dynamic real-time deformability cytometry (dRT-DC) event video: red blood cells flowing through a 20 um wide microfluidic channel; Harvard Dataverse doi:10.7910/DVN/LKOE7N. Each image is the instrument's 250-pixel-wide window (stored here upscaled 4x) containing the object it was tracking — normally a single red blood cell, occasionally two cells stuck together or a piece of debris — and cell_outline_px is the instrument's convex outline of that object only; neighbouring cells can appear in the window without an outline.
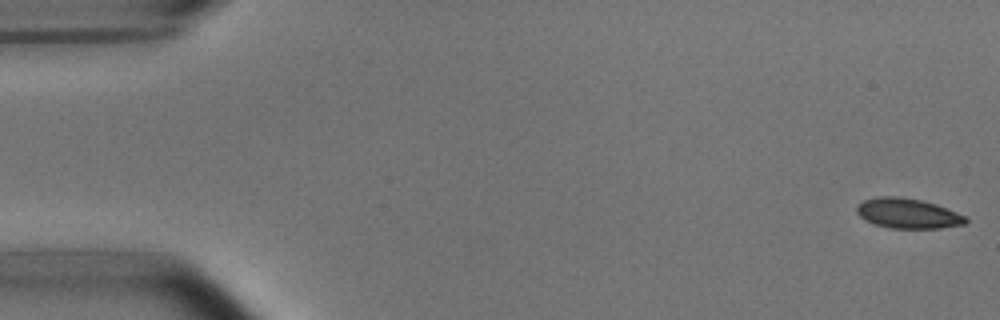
{"species": "common noctule bat (a hibernating species)", "species_latin": "Nyctalus noctula", "temperature_condition": "room temperature", "stored_images_in_passage": 4, "camera_frame_rate_fps": 3000, "um_per_image_px": 0.085, "animal": {"sex": "male", "body_mass_g": 15.6}, "frame": {"image": 1, "passage_image": 1, "time_ms": 0.0, "image_size_px": [1000, 320], "cell_outline_px": [[968, 220], [964, 224], [940, 228], [892, 228], [876, 224], [860, 216], [856, 212], [856, 208], [864, 200], [880, 196], [896, 196], [920, 200], [936, 204], [956, 212], [964, 216]], "centroid_in_image_um": [77.17, 18.13], "position_along_channel_um": 7.8, "area_um2": 18.67}}
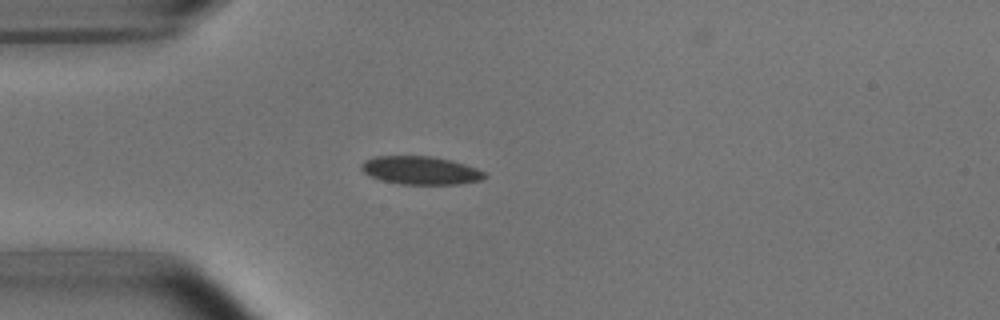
{"frame": {"image": 2, "passage_image": 4, "time_ms": 1.0, "image_size_px": [1000, 320], "cell_outline_px": [[488, 176], [480, 180], [456, 184], [400, 184], [384, 180], [372, 176], [364, 172], [360, 168], [360, 164], [364, 160], [376, 156], [432, 156], [452, 160], [476, 168], [484, 172]], "centroid_in_image_um": [35.75, 14.47], "position_along_channel_um": 49.3, "area_um2": 20.11}}